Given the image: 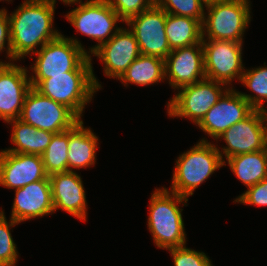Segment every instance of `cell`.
<instances>
[{
    "label": "cell",
    "instance_id": "cell-35",
    "mask_svg": "<svg viewBox=\"0 0 267 266\" xmlns=\"http://www.w3.org/2000/svg\"><path fill=\"white\" fill-rule=\"evenodd\" d=\"M1 1H3V2H4V0H0V2H1ZM5 1L11 2L12 0H5Z\"/></svg>",
    "mask_w": 267,
    "mask_h": 266
},
{
    "label": "cell",
    "instance_id": "cell-11",
    "mask_svg": "<svg viewBox=\"0 0 267 266\" xmlns=\"http://www.w3.org/2000/svg\"><path fill=\"white\" fill-rule=\"evenodd\" d=\"M221 139L227 146L221 150L217 146V150L224 162L229 157L266 149V111L253 110L246 118L227 129L216 141Z\"/></svg>",
    "mask_w": 267,
    "mask_h": 266
},
{
    "label": "cell",
    "instance_id": "cell-12",
    "mask_svg": "<svg viewBox=\"0 0 267 266\" xmlns=\"http://www.w3.org/2000/svg\"><path fill=\"white\" fill-rule=\"evenodd\" d=\"M137 40L140 54L165 59L172 51L166 33V12L156 3L125 22Z\"/></svg>",
    "mask_w": 267,
    "mask_h": 266
},
{
    "label": "cell",
    "instance_id": "cell-33",
    "mask_svg": "<svg viewBox=\"0 0 267 266\" xmlns=\"http://www.w3.org/2000/svg\"><path fill=\"white\" fill-rule=\"evenodd\" d=\"M206 5L214 3V2H220V1H229V0H202Z\"/></svg>",
    "mask_w": 267,
    "mask_h": 266
},
{
    "label": "cell",
    "instance_id": "cell-24",
    "mask_svg": "<svg viewBox=\"0 0 267 266\" xmlns=\"http://www.w3.org/2000/svg\"><path fill=\"white\" fill-rule=\"evenodd\" d=\"M165 33L171 50L202 42V23L194 18L166 13Z\"/></svg>",
    "mask_w": 267,
    "mask_h": 266
},
{
    "label": "cell",
    "instance_id": "cell-15",
    "mask_svg": "<svg viewBox=\"0 0 267 266\" xmlns=\"http://www.w3.org/2000/svg\"><path fill=\"white\" fill-rule=\"evenodd\" d=\"M254 109L232 86L196 125L217 140L232 125L246 118Z\"/></svg>",
    "mask_w": 267,
    "mask_h": 266
},
{
    "label": "cell",
    "instance_id": "cell-26",
    "mask_svg": "<svg viewBox=\"0 0 267 266\" xmlns=\"http://www.w3.org/2000/svg\"><path fill=\"white\" fill-rule=\"evenodd\" d=\"M69 130L54 133L50 144L41 155L48 176L68 171Z\"/></svg>",
    "mask_w": 267,
    "mask_h": 266
},
{
    "label": "cell",
    "instance_id": "cell-20",
    "mask_svg": "<svg viewBox=\"0 0 267 266\" xmlns=\"http://www.w3.org/2000/svg\"><path fill=\"white\" fill-rule=\"evenodd\" d=\"M99 137L79 120L69 130L68 171L90 168L96 163Z\"/></svg>",
    "mask_w": 267,
    "mask_h": 266
},
{
    "label": "cell",
    "instance_id": "cell-21",
    "mask_svg": "<svg viewBox=\"0 0 267 266\" xmlns=\"http://www.w3.org/2000/svg\"><path fill=\"white\" fill-rule=\"evenodd\" d=\"M12 127L10 139L14 147L3 150L13 153L42 155L54 133L46 130L37 129L20 119L6 122Z\"/></svg>",
    "mask_w": 267,
    "mask_h": 266
},
{
    "label": "cell",
    "instance_id": "cell-16",
    "mask_svg": "<svg viewBox=\"0 0 267 266\" xmlns=\"http://www.w3.org/2000/svg\"><path fill=\"white\" fill-rule=\"evenodd\" d=\"M140 55L137 40L129 28L121 27L106 43L91 55L100 59L104 75L119 80Z\"/></svg>",
    "mask_w": 267,
    "mask_h": 266
},
{
    "label": "cell",
    "instance_id": "cell-22",
    "mask_svg": "<svg viewBox=\"0 0 267 266\" xmlns=\"http://www.w3.org/2000/svg\"><path fill=\"white\" fill-rule=\"evenodd\" d=\"M232 173L249 188L267 177V148L226 159Z\"/></svg>",
    "mask_w": 267,
    "mask_h": 266
},
{
    "label": "cell",
    "instance_id": "cell-13",
    "mask_svg": "<svg viewBox=\"0 0 267 266\" xmlns=\"http://www.w3.org/2000/svg\"><path fill=\"white\" fill-rule=\"evenodd\" d=\"M164 68L174 91L206 79L202 43L173 49L164 59Z\"/></svg>",
    "mask_w": 267,
    "mask_h": 266
},
{
    "label": "cell",
    "instance_id": "cell-32",
    "mask_svg": "<svg viewBox=\"0 0 267 266\" xmlns=\"http://www.w3.org/2000/svg\"><path fill=\"white\" fill-rule=\"evenodd\" d=\"M6 49V50H5ZM6 51V58L9 59L8 63L16 62L12 57L11 51V31H10V19L8 16L7 9H0V54ZM0 63H5V61L0 60Z\"/></svg>",
    "mask_w": 267,
    "mask_h": 266
},
{
    "label": "cell",
    "instance_id": "cell-1",
    "mask_svg": "<svg viewBox=\"0 0 267 266\" xmlns=\"http://www.w3.org/2000/svg\"><path fill=\"white\" fill-rule=\"evenodd\" d=\"M55 4L56 2L47 0H24L8 14L12 57L16 61L33 55L61 34L53 26Z\"/></svg>",
    "mask_w": 267,
    "mask_h": 266
},
{
    "label": "cell",
    "instance_id": "cell-2",
    "mask_svg": "<svg viewBox=\"0 0 267 266\" xmlns=\"http://www.w3.org/2000/svg\"><path fill=\"white\" fill-rule=\"evenodd\" d=\"M187 202L188 198L171 192L164 186L155 188L151 194L147 218L148 230L155 246L168 250L186 245L183 209L179 205L187 206Z\"/></svg>",
    "mask_w": 267,
    "mask_h": 266
},
{
    "label": "cell",
    "instance_id": "cell-18",
    "mask_svg": "<svg viewBox=\"0 0 267 266\" xmlns=\"http://www.w3.org/2000/svg\"><path fill=\"white\" fill-rule=\"evenodd\" d=\"M54 212L62 210L81 221H87L86 192L81 176L76 171L55 173L49 176Z\"/></svg>",
    "mask_w": 267,
    "mask_h": 266
},
{
    "label": "cell",
    "instance_id": "cell-14",
    "mask_svg": "<svg viewBox=\"0 0 267 266\" xmlns=\"http://www.w3.org/2000/svg\"><path fill=\"white\" fill-rule=\"evenodd\" d=\"M29 73L28 68L15 62L0 63V119L4 122L19 119L32 87Z\"/></svg>",
    "mask_w": 267,
    "mask_h": 266
},
{
    "label": "cell",
    "instance_id": "cell-8",
    "mask_svg": "<svg viewBox=\"0 0 267 266\" xmlns=\"http://www.w3.org/2000/svg\"><path fill=\"white\" fill-rule=\"evenodd\" d=\"M229 89L226 84L204 79L182 87L167 102V113L173 118H187L197 125Z\"/></svg>",
    "mask_w": 267,
    "mask_h": 266
},
{
    "label": "cell",
    "instance_id": "cell-25",
    "mask_svg": "<svg viewBox=\"0 0 267 266\" xmlns=\"http://www.w3.org/2000/svg\"><path fill=\"white\" fill-rule=\"evenodd\" d=\"M240 82L247 87L252 94L239 92L240 95L250 104L254 110L267 111V66L254 67L244 70ZM254 92V93H253Z\"/></svg>",
    "mask_w": 267,
    "mask_h": 266
},
{
    "label": "cell",
    "instance_id": "cell-29",
    "mask_svg": "<svg viewBox=\"0 0 267 266\" xmlns=\"http://www.w3.org/2000/svg\"><path fill=\"white\" fill-rule=\"evenodd\" d=\"M168 251L171 253L174 266H214L208 255L202 251L187 248L186 245L170 248Z\"/></svg>",
    "mask_w": 267,
    "mask_h": 266
},
{
    "label": "cell",
    "instance_id": "cell-30",
    "mask_svg": "<svg viewBox=\"0 0 267 266\" xmlns=\"http://www.w3.org/2000/svg\"><path fill=\"white\" fill-rule=\"evenodd\" d=\"M124 22L152 7L156 0H106Z\"/></svg>",
    "mask_w": 267,
    "mask_h": 266
},
{
    "label": "cell",
    "instance_id": "cell-28",
    "mask_svg": "<svg viewBox=\"0 0 267 266\" xmlns=\"http://www.w3.org/2000/svg\"><path fill=\"white\" fill-rule=\"evenodd\" d=\"M156 4L166 13L203 22L206 4L202 0H156Z\"/></svg>",
    "mask_w": 267,
    "mask_h": 266
},
{
    "label": "cell",
    "instance_id": "cell-31",
    "mask_svg": "<svg viewBox=\"0 0 267 266\" xmlns=\"http://www.w3.org/2000/svg\"><path fill=\"white\" fill-rule=\"evenodd\" d=\"M233 203L255 206H267V177L259 183L247 188Z\"/></svg>",
    "mask_w": 267,
    "mask_h": 266
},
{
    "label": "cell",
    "instance_id": "cell-19",
    "mask_svg": "<svg viewBox=\"0 0 267 266\" xmlns=\"http://www.w3.org/2000/svg\"><path fill=\"white\" fill-rule=\"evenodd\" d=\"M11 217L18 223L54 214L50 179H43L15 189Z\"/></svg>",
    "mask_w": 267,
    "mask_h": 266
},
{
    "label": "cell",
    "instance_id": "cell-23",
    "mask_svg": "<svg viewBox=\"0 0 267 266\" xmlns=\"http://www.w3.org/2000/svg\"><path fill=\"white\" fill-rule=\"evenodd\" d=\"M119 80L125 87L129 84L149 86L163 82L165 80L164 59L140 54Z\"/></svg>",
    "mask_w": 267,
    "mask_h": 266
},
{
    "label": "cell",
    "instance_id": "cell-7",
    "mask_svg": "<svg viewBox=\"0 0 267 266\" xmlns=\"http://www.w3.org/2000/svg\"><path fill=\"white\" fill-rule=\"evenodd\" d=\"M79 4L71 9L65 17L81 34L97 41V44L90 47L88 55L90 56L102 44L106 43L117 31L118 22H123L118 14L111 8L106 0H76L66 3Z\"/></svg>",
    "mask_w": 267,
    "mask_h": 266
},
{
    "label": "cell",
    "instance_id": "cell-17",
    "mask_svg": "<svg viewBox=\"0 0 267 266\" xmlns=\"http://www.w3.org/2000/svg\"><path fill=\"white\" fill-rule=\"evenodd\" d=\"M49 179L41 155L0 151V186L19 189Z\"/></svg>",
    "mask_w": 267,
    "mask_h": 266
},
{
    "label": "cell",
    "instance_id": "cell-4",
    "mask_svg": "<svg viewBox=\"0 0 267 266\" xmlns=\"http://www.w3.org/2000/svg\"><path fill=\"white\" fill-rule=\"evenodd\" d=\"M175 162L169 191L186 198L192 196L195 189L214 172L226 166V162L217 150V145L206 138L179 155Z\"/></svg>",
    "mask_w": 267,
    "mask_h": 266
},
{
    "label": "cell",
    "instance_id": "cell-9",
    "mask_svg": "<svg viewBox=\"0 0 267 266\" xmlns=\"http://www.w3.org/2000/svg\"><path fill=\"white\" fill-rule=\"evenodd\" d=\"M19 119L52 133L70 130L80 120L68 107L42 95L33 87L26 95Z\"/></svg>",
    "mask_w": 267,
    "mask_h": 266
},
{
    "label": "cell",
    "instance_id": "cell-10",
    "mask_svg": "<svg viewBox=\"0 0 267 266\" xmlns=\"http://www.w3.org/2000/svg\"><path fill=\"white\" fill-rule=\"evenodd\" d=\"M206 79L226 84L241 80L245 70L243 43L225 40L202 39Z\"/></svg>",
    "mask_w": 267,
    "mask_h": 266
},
{
    "label": "cell",
    "instance_id": "cell-6",
    "mask_svg": "<svg viewBox=\"0 0 267 266\" xmlns=\"http://www.w3.org/2000/svg\"><path fill=\"white\" fill-rule=\"evenodd\" d=\"M250 2V0H229L206 5L202 38L243 43L244 32L251 21Z\"/></svg>",
    "mask_w": 267,
    "mask_h": 266
},
{
    "label": "cell",
    "instance_id": "cell-34",
    "mask_svg": "<svg viewBox=\"0 0 267 266\" xmlns=\"http://www.w3.org/2000/svg\"><path fill=\"white\" fill-rule=\"evenodd\" d=\"M47 1L57 2L56 0H47ZM60 1H62L64 4H66V3L73 2V1H76V0H60Z\"/></svg>",
    "mask_w": 267,
    "mask_h": 266
},
{
    "label": "cell",
    "instance_id": "cell-5",
    "mask_svg": "<svg viewBox=\"0 0 267 266\" xmlns=\"http://www.w3.org/2000/svg\"><path fill=\"white\" fill-rule=\"evenodd\" d=\"M99 79L93 71H70L67 75H51L43 79L35 89L42 95L65 105L80 120L85 106L93 100V96L102 89Z\"/></svg>",
    "mask_w": 267,
    "mask_h": 266
},
{
    "label": "cell",
    "instance_id": "cell-3",
    "mask_svg": "<svg viewBox=\"0 0 267 266\" xmlns=\"http://www.w3.org/2000/svg\"><path fill=\"white\" fill-rule=\"evenodd\" d=\"M33 54L36 55L35 63L29 66L34 73L30 75L33 88L43 79L51 78V75H67L70 71H93L88 50L76 37H65L62 33Z\"/></svg>",
    "mask_w": 267,
    "mask_h": 266
},
{
    "label": "cell",
    "instance_id": "cell-27",
    "mask_svg": "<svg viewBox=\"0 0 267 266\" xmlns=\"http://www.w3.org/2000/svg\"><path fill=\"white\" fill-rule=\"evenodd\" d=\"M3 209H0V266H16L18 262V252L16 243L13 240L11 234V228L20 223L9 218L6 219V215Z\"/></svg>",
    "mask_w": 267,
    "mask_h": 266
}]
</instances>
